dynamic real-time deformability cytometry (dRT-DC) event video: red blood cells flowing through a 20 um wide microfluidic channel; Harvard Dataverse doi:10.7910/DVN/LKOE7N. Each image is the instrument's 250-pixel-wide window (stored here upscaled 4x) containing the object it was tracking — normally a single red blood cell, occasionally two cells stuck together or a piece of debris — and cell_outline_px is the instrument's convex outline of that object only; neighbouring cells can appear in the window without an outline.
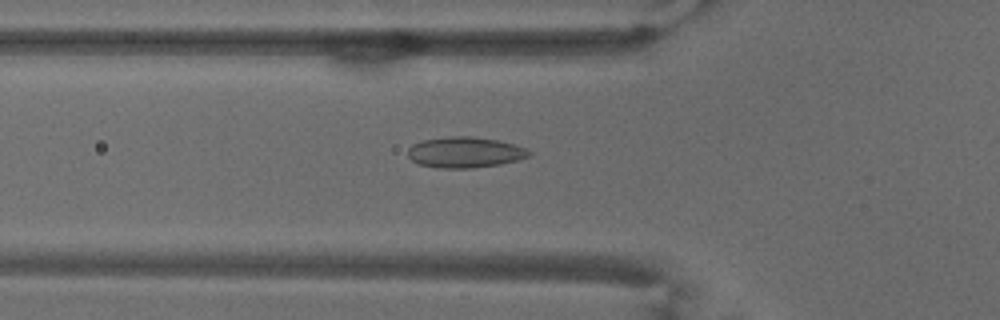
{"species": "common noctule bat (a hibernating species)", "species_latin": "Nyctalus noctula", "temperature_condition": "warm", "stored_images_in_passage": 40, "camera_frame_rate_fps": 3000, "um_per_image_px": 0.085, "animal": {"sex": "male", "body_mass_g": 18.8}, "frame": {"image": 1, "passage_image": 5, "time_ms": 1.333, "image_size_px": [1000, 320], "cell_outline_px": [[532, 152], [528, 156], [516, 160], [500, 164], [472, 168], [440, 168], [420, 164], [412, 160], [408, 156], [408, 148], [412, 144], [424, 140], [452, 136], [468, 136], [496, 140], [512, 144], [524, 148]], "centroid_in_image_um": [39.49, 12.95], "position_along_channel_um": 86.3, "area_um2": 21.39}}
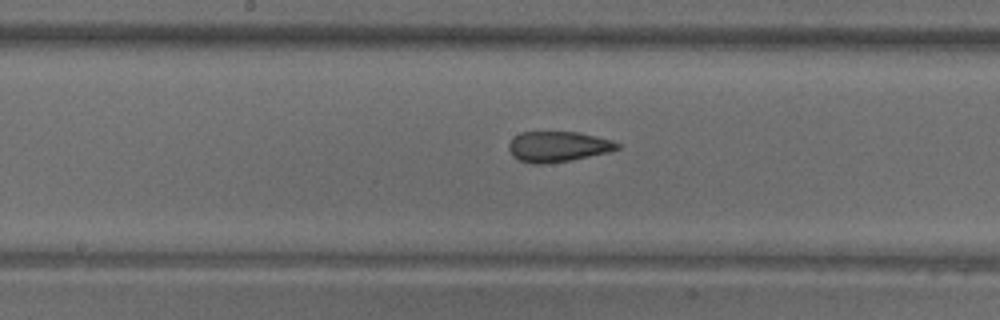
{"frame": {"image": 2, "passage_image": 14, "time_ms": 4.333, "image_size_px": [1000, 320], "cell_outline_px": [[620, 148], [608, 152], [568, 160], [544, 164], [532, 164], [520, 160], [512, 156], [508, 148], [508, 144], [520, 132], [580, 132], [612, 140], [620, 144]], "centroid_in_image_um": [47.42, 12.45], "position_along_channel_um": 200.8, "area_um2": 19.13}}
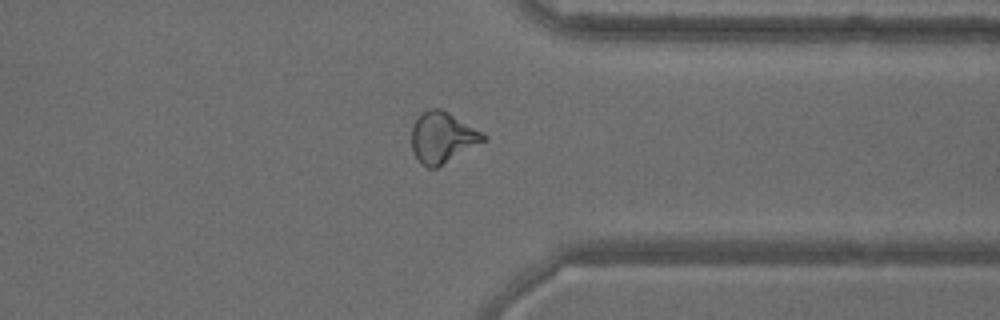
{"frame": {"image": 3, "passage_image": 28, "time_ms": 9.0, "image_size_px": [1000, 320], "cell_outline_px": [[488, 140], [436, 168], [428, 168], [420, 164], [412, 148], [412, 124], [420, 112], [428, 108], [440, 108], [448, 112], [488, 136]], "centroid_in_image_um": [37.6, 11.68], "position_along_channel_um": 373.8, "area_um2": 21.44}, "authors_computed_cell_mechanics": {"area_um2": 20.3456, "velocity_mm_per_s": 3.7817, "shape_relaxation_time_tau1_ms": null, "shape_relaxation_time_tau2_ms": 1.6956, "deformation_change_tau1": null, "deformation_change_tau2": 0.1004}}